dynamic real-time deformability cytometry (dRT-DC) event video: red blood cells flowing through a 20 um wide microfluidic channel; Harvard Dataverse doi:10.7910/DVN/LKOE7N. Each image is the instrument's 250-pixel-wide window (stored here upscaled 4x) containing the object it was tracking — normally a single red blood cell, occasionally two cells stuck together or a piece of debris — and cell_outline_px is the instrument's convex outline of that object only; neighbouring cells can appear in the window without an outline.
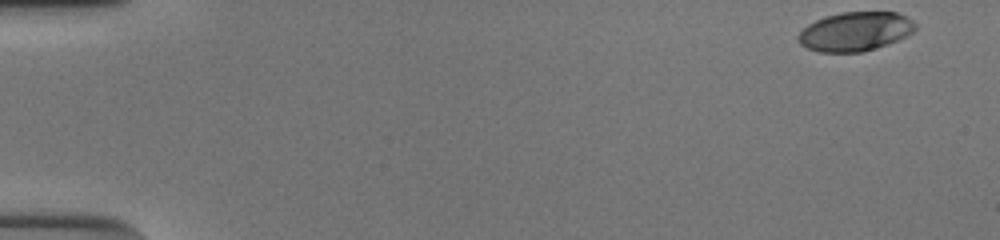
{"species": "human", "species_latin": "Homo sapiens", "temperature_condition": "cold", "stored_images_in_passage": 48, "camera_frame_rate_fps": 3000, "um_per_image_px": 0.085, "donor": {"sex": "male"}, "frame": {"image": 1, "passage_image": 1, "time_ms": 0.0, "image_size_px": [1000, 240], "cell_outline_px": [[916, 28], [912, 32], [888, 44], [864, 52], [820, 52], [808, 48], [800, 44], [796, 40], [796, 36], [808, 24], [824, 16], [840, 12], [896, 12], [912, 20], [916, 24]], "centroid_in_image_um": [72.66, 2.68], "position_along_channel_um": 12.3, "area_um2": 26.65}}
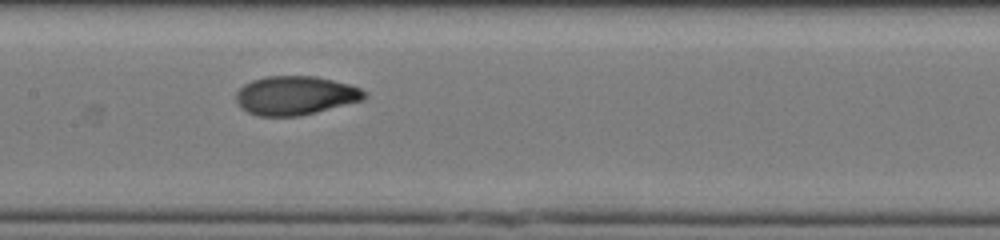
{"frame": {"image": 2, "passage_image": 26, "time_ms": 8.333, "image_size_px": [1000, 240], "cell_outline_px": [[368, 96], [364, 100], [300, 116], [256, 116], [240, 108], [236, 100], [236, 92], [244, 84], [252, 80], [264, 76], [316, 76], [348, 84], [360, 88], [368, 92]], "centroid_in_image_um": [25.11, 8.12], "position_along_channel_um": 182.3, "area_um2": 29.3}}
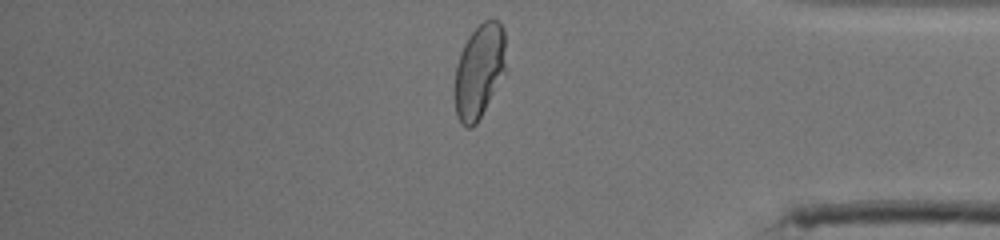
{"frame": {"image": 3, "passage_image": 44, "time_ms": 14.333, "image_size_px": [1000, 240], "cell_outline_px": [[508, 72], [476, 124], [472, 128], [464, 128], [460, 124], [456, 116], [456, 64], [460, 52], [468, 36], [484, 20], [496, 20], [504, 28]], "centroid_in_image_um": [40.79, 6.06], "position_along_channel_um": 394.4, "area_um2": 28.78}, "authors_computed_cell_mechanics": {"area_um2": 28.4954, "velocity_mm_per_s": 3.8813, "shape_relaxation_time_tau1_ms": 5.1106, "shape_relaxation_time_tau2_ms": null, "deformation_change_tau1": 0.2331, "deformation_change_tau2": null}}